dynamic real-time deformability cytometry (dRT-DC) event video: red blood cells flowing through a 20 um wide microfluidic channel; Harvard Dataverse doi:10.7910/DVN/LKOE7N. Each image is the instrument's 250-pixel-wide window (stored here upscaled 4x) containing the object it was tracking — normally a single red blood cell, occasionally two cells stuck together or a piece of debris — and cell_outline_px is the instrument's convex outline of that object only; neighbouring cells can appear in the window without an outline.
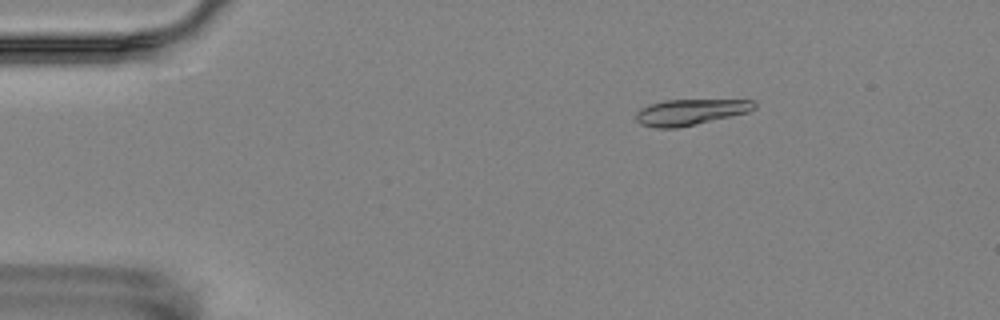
{"species": "Egyptian fruit bat (a non-hibernating species)", "species_latin": "Rousettus aegyptiacus", "temperature_condition": "room temperature", "stored_images_in_passage": 5, "camera_frame_rate_fps": 3000, "um_per_image_px": 0.085, "animal": {"sex": "female"}, "frame": {"image": 1, "passage_image": 3, "time_ms": 2.333, "image_size_px": [1000, 320], "cell_outline_px": [[756, 108], [748, 112], [696, 124], [676, 128], [656, 128], [640, 124], [636, 120], [636, 112], [640, 108], [648, 104], [668, 100], [756, 100]], "centroid_in_image_um": [58.66, 9.52], "position_along_channel_um": 26.3, "area_um2": 17.86}}